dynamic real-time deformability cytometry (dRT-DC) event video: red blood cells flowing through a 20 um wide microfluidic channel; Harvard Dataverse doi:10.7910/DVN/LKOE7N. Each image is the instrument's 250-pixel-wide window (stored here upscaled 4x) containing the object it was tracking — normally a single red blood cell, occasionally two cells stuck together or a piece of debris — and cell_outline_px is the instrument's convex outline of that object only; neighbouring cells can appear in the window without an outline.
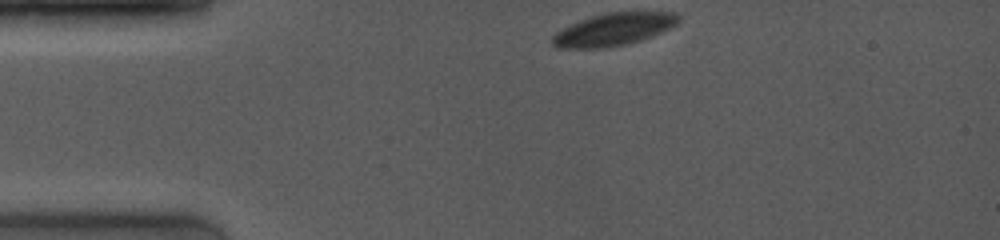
{"species": "common noctule bat (a hibernating species)", "species_latin": "Nyctalus noctula", "temperature_condition": "room temperature", "stored_images_in_passage": 49, "camera_frame_rate_fps": 4000, "um_per_image_px": 0.085, "animal": {"sex": "female", "body_mass_g": 19.0, "forearm_length_mm": 53.3}, "frame": {"image": 1, "passage_image": 1, "time_ms": 0.0, "image_size_px": [1000, 240], "cell_outline_px": [[680, 20], [676, 24], [660, 32], [640, 40], [624, 44], [600, 48], [556, 48], [552, 44], [552, 36], [556, 32], [580, 20], [592, 16], [608, 12], [676, 12], [680, 16]], "centroid_in_image_um": [52.14, 2.49], "position_along_channel_um": 32.9, "area_um2": 23.52}}
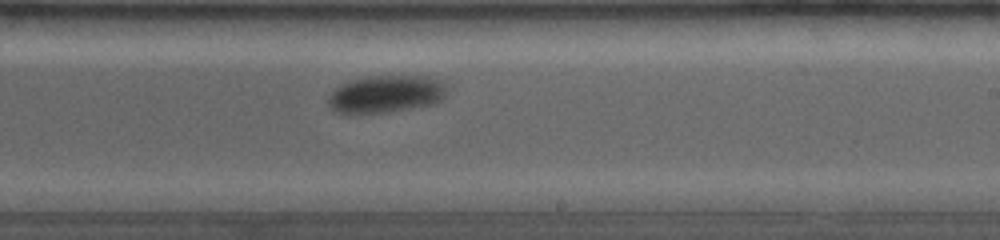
{"frame": {"image": 2, "passage_image": 29, "time_ms": 7.0, "image_size_px": [1000, 240], "cell_outline_px": [[444, 96], [436, 104], [388, 112], [348, 116], [332, 112], [328, 104], [328, 100], [332, 92], [336, 88], [352, 80], [368, 76], [428, 76], [440, 80], [444, 84]], "centroid_in_image_um": [32.74, 8.04], "position_along_channel_um": 256.3, "area_um2": 26.3}}
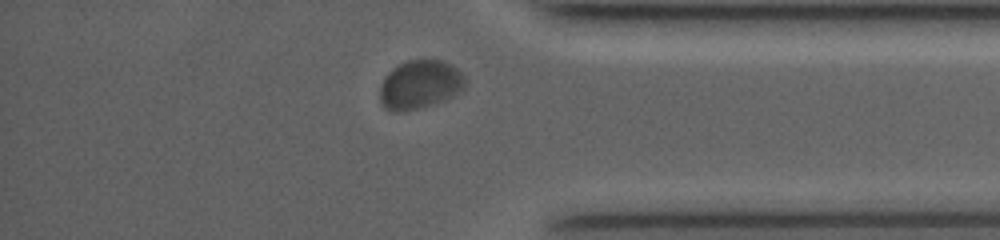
{"frame": {"image": 3, "passage_image": 44, "time_ms": 10.75, "image_size_px": [1000, 240], "cell_outline_px": [[464, 88], [452, 96], [432, 104], [420, 108], [404, 112], [396, 112], [384, 108], [380, 100], [380, 84], [384, 76], [392, 68], [408, 60], [440, 60], [456, 68], [464, 76]], "centroid_in_image_um": [35.63, 7.2], "position_along_channel_um": 399.6, "area_um2": 24.04}, "authors_computed_cell_mechanics": {"area_um2": 25.3164, "velocity_mm_per_s": 3.8718, "shape_relaxation_time_tau1_ms": 2.0607, "shape_relaxation_time_tau2_ms": null, "deformation_change_tau1": 0.0792, "deformation_change_tau2": null}}